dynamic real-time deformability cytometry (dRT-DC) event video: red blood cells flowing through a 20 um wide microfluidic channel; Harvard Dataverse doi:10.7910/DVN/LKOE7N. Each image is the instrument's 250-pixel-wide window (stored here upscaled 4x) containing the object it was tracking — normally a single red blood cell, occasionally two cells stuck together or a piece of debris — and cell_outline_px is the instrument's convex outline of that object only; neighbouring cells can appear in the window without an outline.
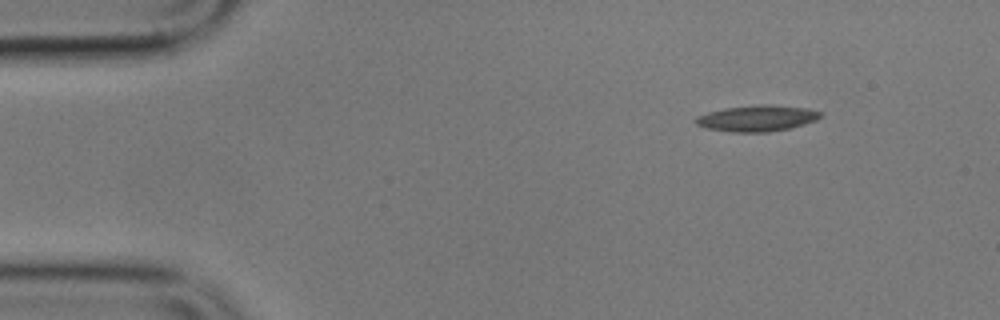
{"species": "common noctule bat (a hibernating species)", "species_latin": "Nyctalus noctula", "temperature_condition": "cold", "stored_images_in_passage": 4, "camera_frame_rate_fps": 3000, "um_per_image_px": 0.085, "animal": {"sex": "male", "body_mass_g": 17.9}, "frame": {"image": 1, "passage_image": 1, "time_ms": 0.0, "image_size_px": [1000, 320], "cell_outline_px": [[824, 116], [816, 120], [804, 124], [788, 128], [768, 132], [732, 132], [708, 128], [696, 124], [692, 120], [696, 116], [708, 112], [724, 108], [760, 104], [768, 104], [808, 108], [824, 112]], "centroid_in_image_um": [64.37, 10.04], "position_along_channel_um": 20.6, "area_um2": 19.13}}
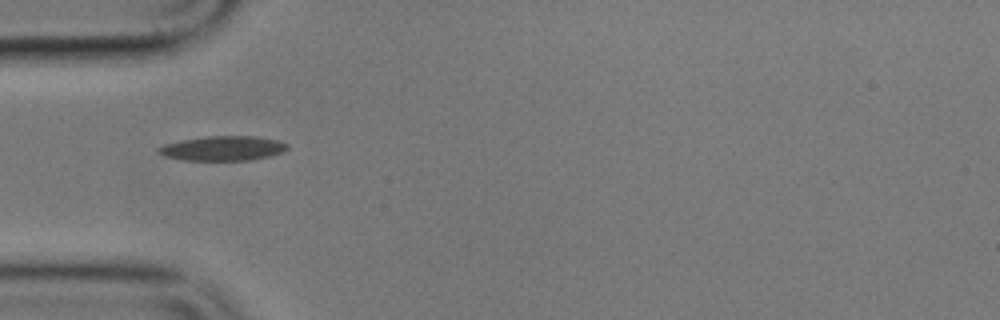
{"frame": {"image": 2, "passage_image": 4, "time_ms": 3.667, "image_size_px": [1000, 320], "cell_outline_px": [[288, 148], [284, 152], [272, 156], [248, 160], [184, 160], [164, 156], [156, 152], [156, 148], [164, 144], [180, 140], [208, 136], [256, 136], [276, 140], [288, 144]], "centroid_in_image_um": [18.93, 12.61], "position_along_channel_um": 66.1, "area_um2": 18.61}}